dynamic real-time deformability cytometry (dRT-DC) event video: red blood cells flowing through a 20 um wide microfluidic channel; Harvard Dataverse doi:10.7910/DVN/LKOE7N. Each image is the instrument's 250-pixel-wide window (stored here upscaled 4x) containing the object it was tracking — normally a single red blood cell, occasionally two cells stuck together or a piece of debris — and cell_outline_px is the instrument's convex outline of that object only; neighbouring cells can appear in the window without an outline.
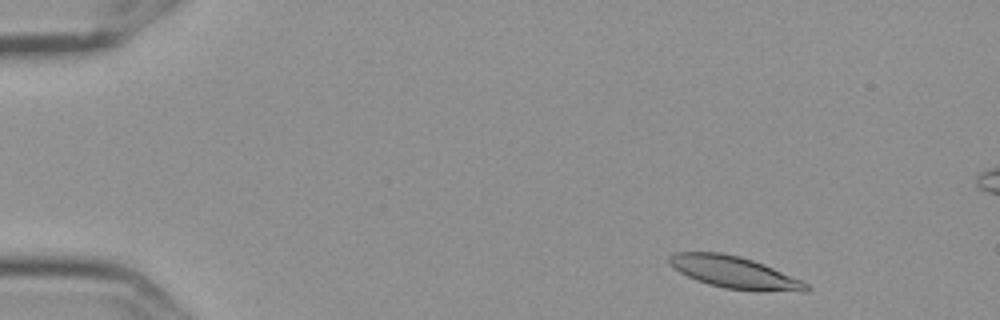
{"species": "Egyptian fruit bat (a non-hibernating species)", "species_latin": "Rousettus aegyptiacus", "temperature_condition": "cold", "stored_images_in_passage": 6, "camera_frame_rate_fps": 3000, "um_per_image_px": 0.085, "frame": {"image": 1, "passage_image": 2, "time_ms": 0.333, "image_size_px": [1000, 320], "cell_outline_px": [[812, 288], [808, 292], [764, 292], [724, 288], [708, 284], [696, 280], [680, 272], [668, 264], [668, 256], [676, 252], [720, 252], [740, 256], [764, 264], [800, 280], [808, 284]], "centroid_in_image_um": [62.45, 23.17], "position_along_channel_um": 22.6, "area_um2": 25.78}}
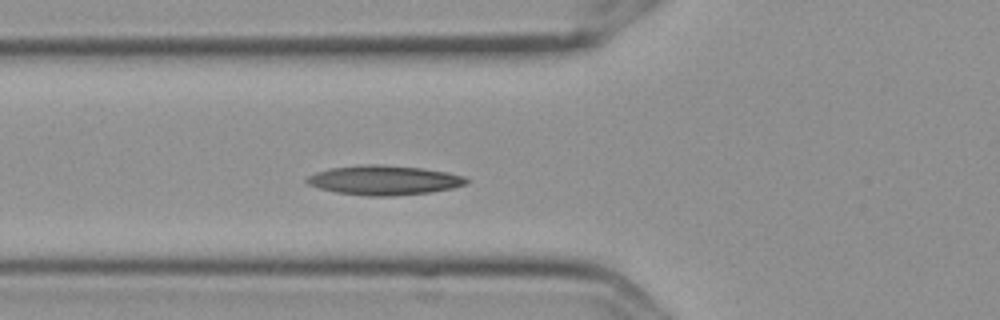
{"frame": {"image": 2, "passage_image": 6, "time_ms": 1.667, "image_size_px": [1000, 320], "cell_outline_px": [[468, 184], [452, 188], [432, 192], [396, 196], [368, 196], [336, 192], [320, 188], [308, 184], [304, 180], [308, 176], [316, 172], [328, 168], [368, 164], [380, 164], [420, 168], [448, 172], [464, 176], [468, 180]], "centroid_in_image_um": [32.65, 15.32], "position_along_channel_um": 93.1, "area_um2": 27.51}}